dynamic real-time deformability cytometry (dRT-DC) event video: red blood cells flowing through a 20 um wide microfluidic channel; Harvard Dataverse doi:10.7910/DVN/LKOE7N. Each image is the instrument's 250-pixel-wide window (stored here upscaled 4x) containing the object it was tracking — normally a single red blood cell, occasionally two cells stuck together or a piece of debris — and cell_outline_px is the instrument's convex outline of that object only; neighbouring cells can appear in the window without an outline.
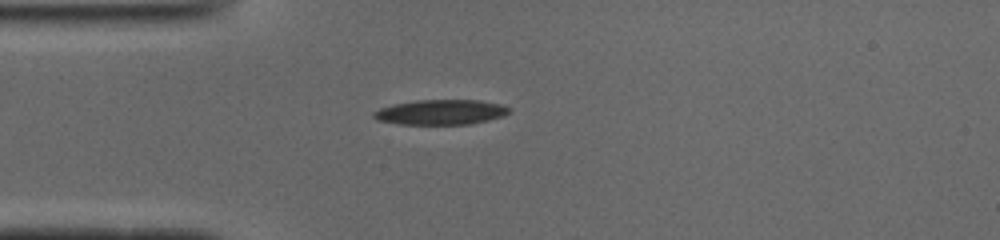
{"species": "common noctule bat (a hibernating species)", "species_latin": "Nyctalus noctula", "temperature_condition": "cold", "stored_images_in_passage": 39, "camera_frame_rate_fps": 3000, "um_per_image_px": 0.085, "animal": {"sex": "male", "body_mass_g": 19.0, "forearm_length_mm": 50.8}, "frame": {"image": 1, "passage_image": 1, "time_ms": 0.0, "image_size_px": [1000, 240], "cell_outline_px": [[512, 112], [504, 116], [488, 120], [468, 124], [400, 124], [376, 120], [372, 116], [372, 112], [380, 108], [392, 104], [416, 100], [480, 100], [500, 104], [512, 108]], "centroid_in_image_um": [37.48, 9.53], "position_along_channel_um": 47.5, "area_um2": 19.94}}
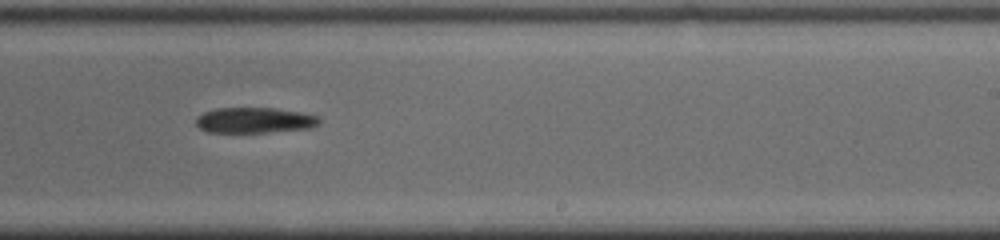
{"frame": {"image": 2, "passage_image": 19, "time_ms": 6.0, "image_size_px": [1000, 240], "cell_outline_px": [[320, 124], [308, 128], [264, 132], [208, 132], [200, 128], [196, 124], [196, 116], [204, 112], [216, 108], [276, 108], [300, 112], [320, 116]], "centroid_in_image_um": [21.63, 10.21], "position_along_channel_um": 267.4, "area_um2": 18.32}}
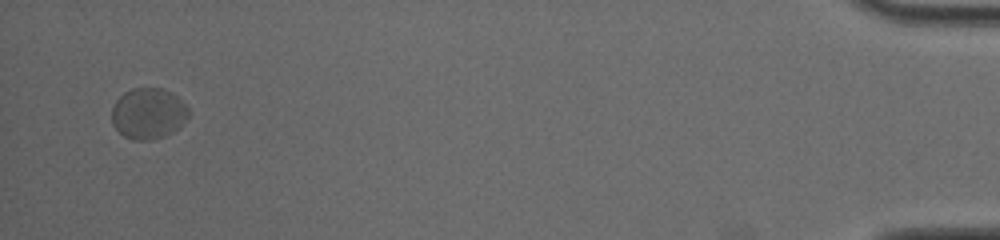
{"frame": {"image": 3, "passage_image": 38, "time_ms": 12.333, "image_size_px": [1000, 240], "cell_outline_px": [[188, 116], [180, 128], [164, 136], [152, 140], [132, 140], [124, 136], [112, 124], [112, 108], [116, 100], [124, 92], [132, 88], [160, 88], [172, 92], [188, 108]], "centroid_in_image_um": [12.6, 9.65], "position_along_channel_um": 422.6, "area_um2": 22.83}}